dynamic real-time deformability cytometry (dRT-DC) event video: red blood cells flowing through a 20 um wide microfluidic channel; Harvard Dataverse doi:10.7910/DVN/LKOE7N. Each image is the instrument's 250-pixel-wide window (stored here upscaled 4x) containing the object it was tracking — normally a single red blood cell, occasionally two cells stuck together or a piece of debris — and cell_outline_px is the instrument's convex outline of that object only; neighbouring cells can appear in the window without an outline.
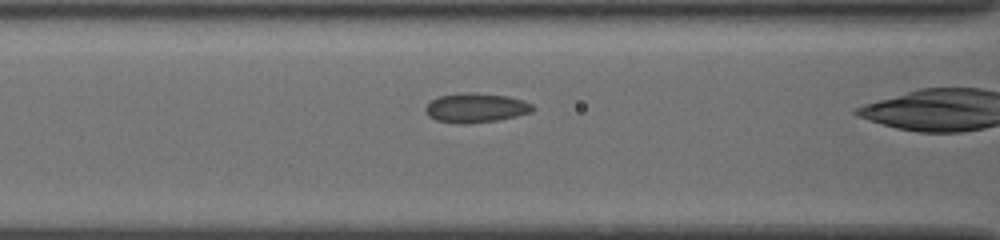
{"species": "common noctule bat (a hibernating species)", "species_latin": "Nyctalus noctula", "temperature_condition": "cold", "stored_images_in_passage": 33, "camera_frame_rate_fps": 3000, "um_per_image_px": 0.085, "animal": {"sex": "female", "body_mass_g": 19.5, "forearm_length_mm": 54.1}, "frame": {"image": 1, "passage_image": 19, "time_ms": 6.0, "image_size_px": [1000, 240], "cell_outline_px": [[536, 108], [532, 112], [516, 116], [496, 120], [468, 124], [460, 124], [436, 120], [428, 116], [424, 112], [424, 108], [432, 100], [440, 96], [464, 92], [472, 92], [508, 96], [524, 100], [532, 104]], "centroid_in_image_um": [40.45, 9.17], "position_along_channel_um": 126.1, "area_um2": 18.5}}
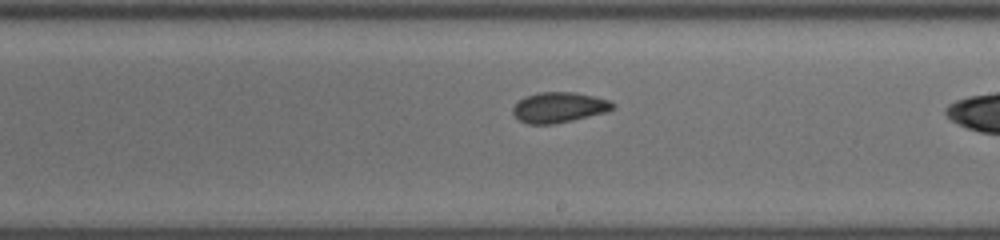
{"frame": {"image": 2, "passage_image": 28, "time_ms": 9.0, "image_size_px": [1000, 240], "cell_outline_px": [[616, 108], [604, 112], [572, 120], [552, 124], [528, 124], [520, 120], [512, 112], [512, 108], [524, 96], [540, 92], [576, 92], [608, 100], [616, 104]], "centroid_in_image_um": [47.51, 9.12], "position_along_channel_um": 241.5, "area_um2": 17.51}}